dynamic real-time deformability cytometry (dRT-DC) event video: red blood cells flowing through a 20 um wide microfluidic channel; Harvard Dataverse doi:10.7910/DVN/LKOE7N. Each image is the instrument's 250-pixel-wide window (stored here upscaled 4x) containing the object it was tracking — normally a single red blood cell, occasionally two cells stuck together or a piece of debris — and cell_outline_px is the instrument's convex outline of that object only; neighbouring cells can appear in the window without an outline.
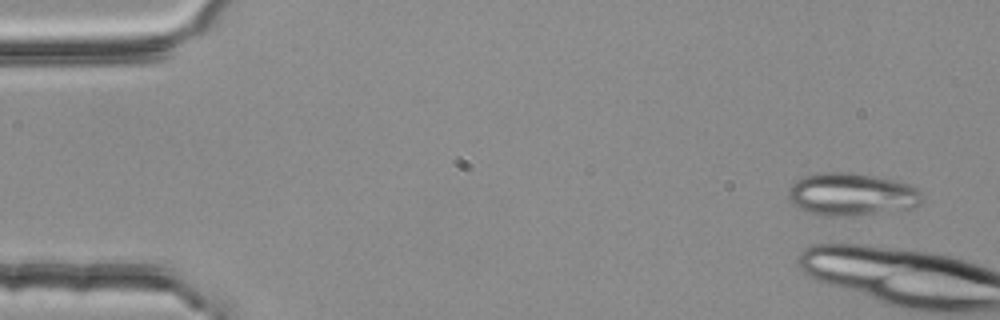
{"species": "common noctule bat (a hibernating species)", "species_latin": "Nyctalus noctula", "temperature_condition": "room temperature", "stored_images_in_passage": 5, "camera_frame_rate_fps": 3000, "um_per_image_px": 0.085, "animal": {"sex": "female", "body_mass_g": 25.1}, "frame": {"image": 1, "passage_image": 1, "time_ms": 0.0, "image_size_px": [1000, 320], "cell_outline_px": [[924, 196], [916, 204], [908, 208], [876, 212], [836, 216], [824, 216], [808, 212], [792, 204], [788, 196], [788, 188], [800, 176], [824, 172], [852, 172], [892, 180], [908, 184], [916, 188]], "centroid_in_image_um": [72.29, 16.49], "position_along_channel_um": 12.7, "area_um2": 32.66}}